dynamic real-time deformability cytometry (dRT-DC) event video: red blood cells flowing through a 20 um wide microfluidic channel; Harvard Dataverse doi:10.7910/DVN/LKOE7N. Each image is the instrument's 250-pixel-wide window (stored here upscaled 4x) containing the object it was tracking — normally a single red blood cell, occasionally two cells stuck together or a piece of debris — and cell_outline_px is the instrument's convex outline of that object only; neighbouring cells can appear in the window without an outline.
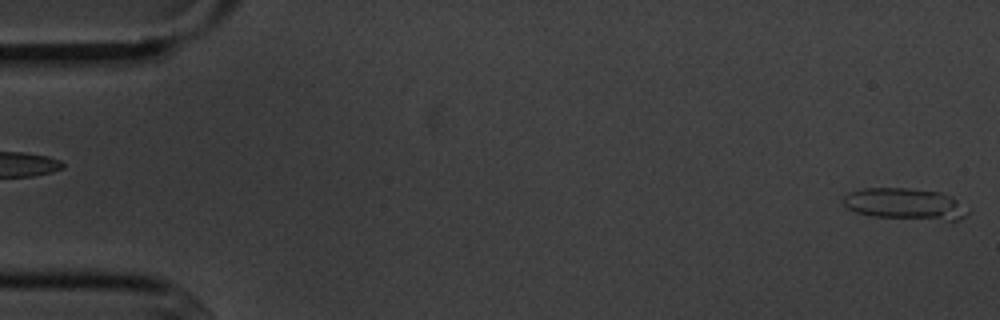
{"species": "common noctule bat (a hibernating species)", "species_latin": "Nyctalus noctula", "temperature_condition": "cold", "stored_images_in_passage": 6, "camera_frame_rate_fps": 3000, "um_per_image_px": 0.085, "animal": {"sex": "male", "body_mass_g": 20.1, "forearm_length_mm": 53.5}, "frame": {"image": 1, "passage_image": 6, "time_ms": 6.0, "image_size_px": [1000, 320], "cell_outline_px": [[972, 208], [964, 216], [956, 220], [948, 220], [872, 216], [856, 212], [848, 208], [840, 200], [848, 192], [864, 188], [908, 188], [940, 192], [952, 196]], "centroid_in_image_um": [76.96, 17.32], "position_along_channel_um": 8.0, "area_um2": 22.95}}